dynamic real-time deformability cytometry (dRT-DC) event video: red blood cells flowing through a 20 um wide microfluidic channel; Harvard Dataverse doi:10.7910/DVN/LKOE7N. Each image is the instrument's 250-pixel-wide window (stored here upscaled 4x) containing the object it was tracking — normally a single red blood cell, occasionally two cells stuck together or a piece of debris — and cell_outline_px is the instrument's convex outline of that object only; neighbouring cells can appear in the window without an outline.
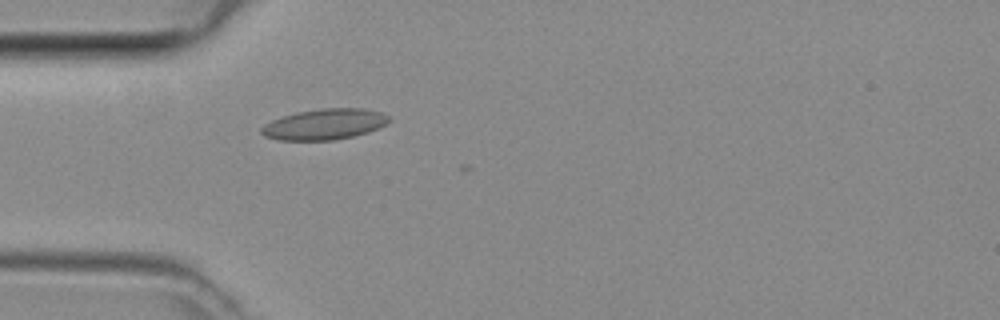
{"species": "common noctule bat (a hibernating species)", "species_latin": "Nyctalus noctula", "temperature_condition": "room temperature", "stored_images_in_passage": 1, "camera_frame_rate_fps": 3000, "um_per_image_px": 0.085, "animal": {"sex": "female", "body_mass_g": 29.2, "forearm_length_mm": 56.3}, "frame": {"image": 1, "passage_image": 1, "time_ms": 0.0, "image_size_px": [1000, 320], "cell_outline_px": [[392, 120], [388, 124], [380, 128], [368, 132], [352, 136], [332, 140], [276, 140], [264, 136], [260, 132], [260, 128], [264, 124], [272, 120], [296, 112], [320, 108], [364, 108], [380, 112], [392, 116]], "centroid_in_image_um": [27.62, 10.55], "position_along_channel_um": 57.4, "area_um2": 23.18}}